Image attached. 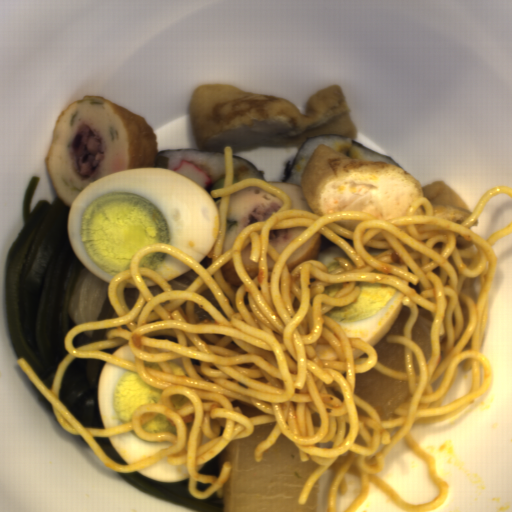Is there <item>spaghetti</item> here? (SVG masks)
I'll list each match as a JSON object with an SVG mask.
<instances>
[{"mask_svg": "<svg viewBox=\"0 0 512 512\" xmlns=\"http://www.w3.org/2000/svg\"><path fill=\"white\" fill-rule=\"evenodd\" d=\"M224 157L223 188L210 191L213 200L221 198L218 234L209 254L197 262L164 243L138 249L130 269L119 271L108 283V299L118 318L82 322L64 334L68 353L56 366L51 388L23 356L17 364L51 403L59 424L80 435L114 471L133 473L165 458L169 465H187V492L193 497L208 500L216 493L222 499L233 470L231 461L223 462L218 476L199 472L198 464L215 457L232 440L249 437L255 425L275 422L256 445L254 457L262 462L282 434L297 446L301 462L311 458L318 464L302 487L299 505H306L315 484L333 469L326 512H357L370 494V482L406 512L438 509L449 484L439 476L436 458L410 431L414 423L452 418L490 389L493 365L479 350L498 265L492 246L512 233V222L487 241L469 228L492 197L506 194L512 199V188L491 187L461 223L434 216V205L426 196L415 199L405 216L391 219L355 210L320 216L289 209V195L262 178L233 183V146L224 147ZM249 186L268 191L284 204L271 218L243 228L231 250L222 255L230 193ZM306 226L280 256L268 244L270 230ZM316 231L339 245L356 265L334 257L341 266L327 273L324 264L309 260L290 274L286 261ZM250 242L251 260L259 263L252 280L240 253ZM159 251L193 268L197 279L185 290H172L162 275L139 265L143 256ZM231 259L243 283L236 293L221 270ZM142 276L164 292L154 297ZM356 280L390 285L406 294L402 302L411 314L404 337L387 335V341L405 346L407 373L378 362L368 343L347 337L333 319L323 316L355 300L360 293ZM126 281L139 293L131 311L124 302ZM418 304L430 310L434 320L427 364L411 340ZM116 326L105 333L108 339L72 345L83 331ZM128 341L136 364L101 350ZM75 357L101 359L137 372L148 384L163 389L158 403L139 405L131 422L86 427L59 397L63 373ZM462 360L463 371L473 367L471 391L441 406ZM372 367L408 380L412 397L395 410L400 417L394 420L381 421L376 408L354 395L355 373ZM178 394L189 400L176 410L171 395ZM160 412L175 426L177 437L141 427ZM133 429L147 441L173 444L126 465L107 457L94 439ZM404 436L409 448L427 461L429 478L441 492L425 504L406 502L375 475Z\"/></svg>", "mask_w": 512, "mask_h": 512, "instance_id": "c7327b10", "label": "spaghetti"}]
</instances>
